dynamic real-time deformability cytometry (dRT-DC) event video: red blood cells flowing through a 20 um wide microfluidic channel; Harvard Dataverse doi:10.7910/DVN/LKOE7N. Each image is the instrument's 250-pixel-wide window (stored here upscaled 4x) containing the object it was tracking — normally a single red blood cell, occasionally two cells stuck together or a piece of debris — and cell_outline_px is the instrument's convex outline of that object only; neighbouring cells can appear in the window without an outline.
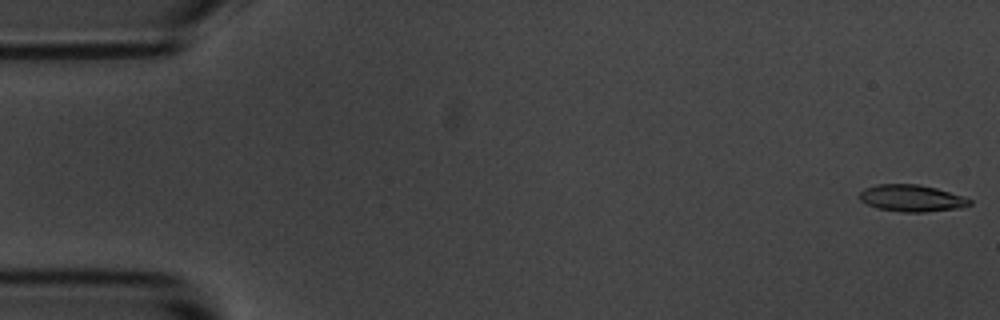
{"species": "common noctule bat (a hibernating species)", "species_latin": "Nyctalus noctula", "temperature_condition": "room temperature", "stored_images_in_passage": 5, "camera_frame_rate_fps": 3000, "um_per_image_px": 0.085, "animal": {"sex": "male", "body_mass_g": 20.1, "forearm_length_mm": 53.5}, "frame": {"image": 1, "passage_image": 1, "time_ms": 0.0, "image_size_px": [1000, 320], "cell_outline_px": [[972, 204], [960, 208], [924, 212], [904, 212], [876, 208], [860, 200], [860, 192], [864, 188], [876, 184], [920, 184], [936, 188], [964, 196], [972, 200]], "centroid_in_image_um": [77.51, 16.84], "position_along_channel_um": 7.5, "area_um2": 17.28}}
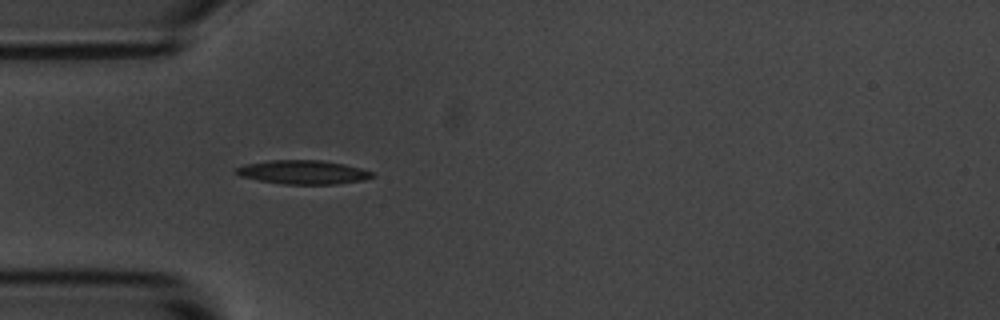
{"frame": {"image": 2, "passage_image": 5, "time_ms": 1.333, "image_size_px": [1000, 320], "cell_outline_px": [[376, 176], [364, 180], [336, 184], [284, 184], [260, 180], [240, 176], [236, 172], [236, 168], [244, 164], [268, 160], [320, 160], [344, 164], [360, 168], [372, 172]], "centroid_in_image_um": [25.78, 14.63], "position_along_channel_um": 59.2, "area_um2": 18.84}}